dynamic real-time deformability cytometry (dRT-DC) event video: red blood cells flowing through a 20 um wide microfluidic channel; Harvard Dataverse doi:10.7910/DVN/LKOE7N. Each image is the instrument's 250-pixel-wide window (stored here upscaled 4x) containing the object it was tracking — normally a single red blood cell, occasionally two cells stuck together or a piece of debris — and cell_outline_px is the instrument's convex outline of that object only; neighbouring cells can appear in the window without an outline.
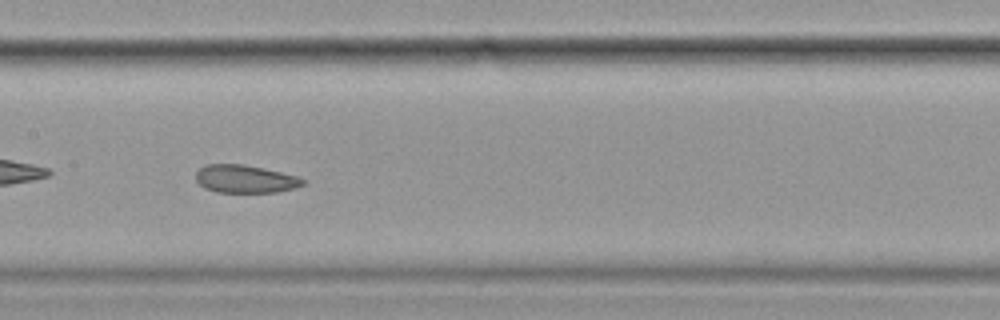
{"species": "common noctule bat (a hibernating species)", "species_latin": "Nyctalus noctula", "temperature_condition": "cold", "stored_images_in_passage": 41, "camera_frame_rate_fps": 3000, "um_per_image_px": 0.085, "animal": {"sex": "female", "body_mass_g": 19.9}, "frame": {"image": 1, "passage_image": 12, "time_ms": 3.667, "image_size_px": [1000, 320], "cell_outline_px": [[304, 184], [296, 188], [276, 192], [216, 192], [204, 188], [196, 180], [196, 172], [204, 164], [244, 164], [264, 168], [296, 176], [304, 180]], "centroid_in_image_um": [20.81, 15.21], "position_along_channel_um": 186.6, "area_um2": 17.4}, "authors_computed_cell_mechanics": {"area_um2": 19.3052, "velocity_mm_per_s": 3.4777, "shape_relaxation_time_tau1_ms": null, "shape_relaxation_time_tau2_ms": 2.4729, "deformation_change_tau1": null, "deformation_change_tau2": 0.0615}}